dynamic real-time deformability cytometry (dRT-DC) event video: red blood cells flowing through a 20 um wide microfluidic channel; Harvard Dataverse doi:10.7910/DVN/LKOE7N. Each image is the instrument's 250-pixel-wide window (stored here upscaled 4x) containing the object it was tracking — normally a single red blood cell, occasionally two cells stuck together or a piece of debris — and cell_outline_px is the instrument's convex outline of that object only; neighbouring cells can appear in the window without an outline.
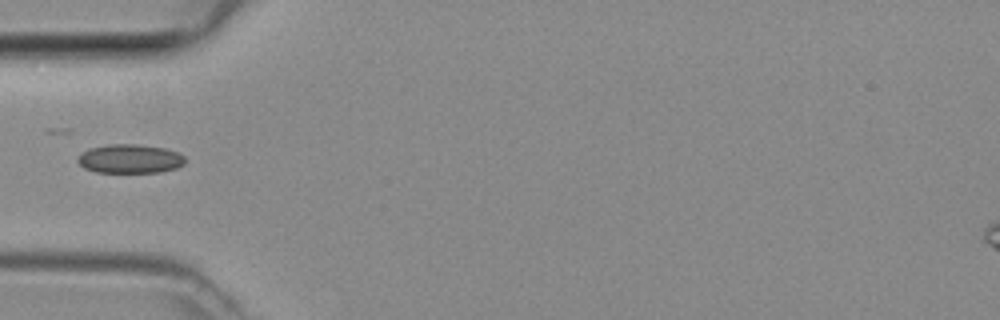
{"species": "common noctule bat (a hibernating species)", "species_latin": "Nyctalus noctula", "temperature_condition": "room temperature", "stored_images_in_passage": 2, "camera_frame_rate_fps": 3000, "um_per_image_px": 0.085, "animal": {"sex": "female", "body_mass_g": 29.2, "forearm_length_mm": 56.3}, "frame": {"image": 1, "passage_image": 2, "time_ms": 0.333, "image_size_px": [1000, 320], "cell_outline_px": [[184, 164], [176, 168], [160, 172], [96, 172], [84, 168], [76, 160], [80, 152], [88, 148], [108, 144], [136, 144], [164, 148], [176, 152], [184, 156]], "centroid_in_image_um": [10.99, 13.49], "position_along_channel_um": 74.0, "area_um2": 18.15}}